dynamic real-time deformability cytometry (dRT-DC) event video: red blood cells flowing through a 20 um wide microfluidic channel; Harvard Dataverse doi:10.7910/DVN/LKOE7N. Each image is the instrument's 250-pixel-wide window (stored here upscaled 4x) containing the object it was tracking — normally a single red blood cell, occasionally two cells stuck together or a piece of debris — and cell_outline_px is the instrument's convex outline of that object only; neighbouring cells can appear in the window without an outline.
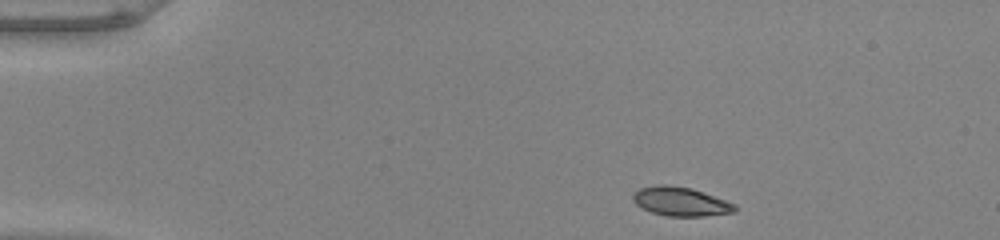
{"species": "common noctule bat (a hibernating species)", "species_latin": "Nyctalus noctula", "temperature_condition": "warm", "stored_images_in_passage": 44, "camera_frame_rate_fps": 3000, "um_per_image_px": 0.085, "animal": {"sex": "male", "body_mass_g": 20.0, "forearm_length_mm": 53.3}, "frame": {"image": 1, "passage_image": 1, "time_ms": 0.0, "image_size_px": [1000, 240], "cell_outline_px": [[736, 212], [704, 216], [668, 216], [652, 212], [640, 208], [632, 200], [632, 196], [640, 188], [660, 184], [664, 184], [692, 188], [736, 204]], "centroid_in_image_um": [57.85, 17.13], "position_along_channel_um": 27.1, "area_um2": 17.17}}
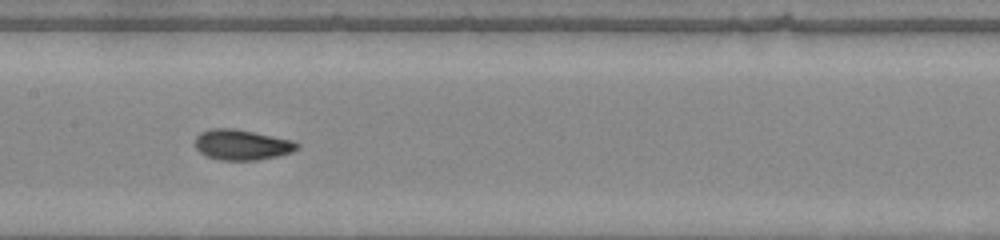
{"frame": {"image": 2, "passage_image": 19, "time_ms": 6.0, "image_size_px": [1000, 240], "cell_outline_px": [[300, 148], [292, 152], [276, 156], [256, 160], [220, 160], [208, 156], [200, 152], [196, 148], [196, 136], [200, 132], [212, 128], [232, 128], [292, 140], [300, 144]], "centroid_in_image_um": [20.56, 12.3], "position_along_channel_um": 186.8, "area_um2": 17.92}}
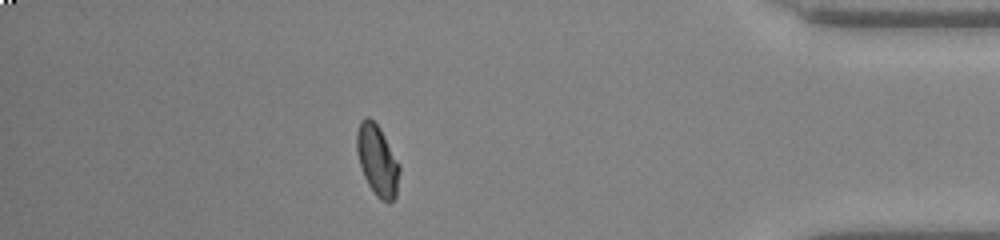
{"frame": {"image": 3, "passage_image": 38, "time_ms": 12.333, "image_size_px": [1000, 240], "cell_outline_px": [[400, 172], [396, 196], [388, 204], [380, 200], [376, 196], [368, 184], [364, 176], [356, 152], [356, 132], [360, 120], [364, 116], [368, 116], [380, 128], [400, 164]], "centroid_in_image_um": [32.07, 13.63], "position_along_channel_um": 403.1, "area_um2": 17.86}, "authors_computed_cell_mechanics": {"area_um2": 17.5134, "velocity_mm_per_s": 4.0028, "shape_relaxation_time_tau1_ms": 3.2449, "shape_relaxation_time_tau2_ms": 0.9043, "deformation_change_tau1": 0.161, "deformation_change_tau2": 0.0491}}